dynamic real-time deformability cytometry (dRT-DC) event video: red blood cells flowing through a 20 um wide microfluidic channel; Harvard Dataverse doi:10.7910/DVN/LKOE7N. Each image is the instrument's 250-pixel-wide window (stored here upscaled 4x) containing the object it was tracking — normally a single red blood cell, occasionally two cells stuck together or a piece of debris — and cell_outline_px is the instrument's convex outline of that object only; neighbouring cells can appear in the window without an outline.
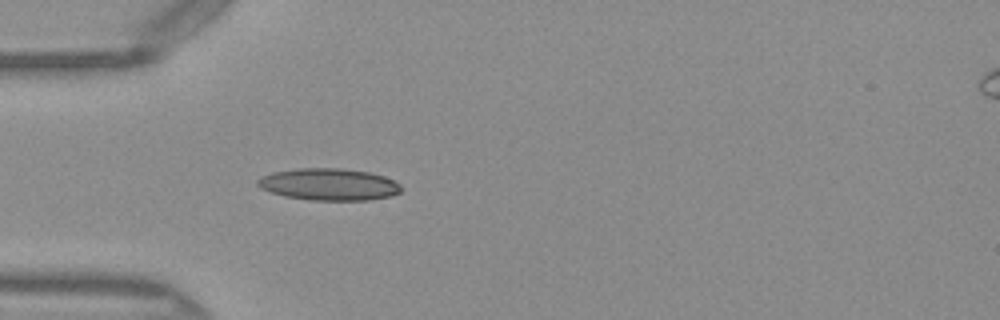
{"species": "Egyptian fruit bat (a non-hibernating species)", "species_latin": "Rousettus aegyptiacus", "temperature_condition": "warm", "stored_images_in_passage": 26, "camera_frame_rate_fps": 3000, "um_per_image_px": 0.085, "frame": {"image": 1, "passage_image": 4, "time_ms": 1.0, "image_size_px": [1000, 320], "cell_outline_px": [[404, 188], [400, 192], [392, 196], [368, 200], [312, 200], [284, 196], [260, 188], [256, 184], [256, 180], [260, 176], [272, 172], [296, 168], [344, 168], [368, 172], [384, 176], [400, 184]], "centroid_in_image_um": [27.95, 15.66], "position_along_channel_um": 57.0, "area_um2": 26.93}}
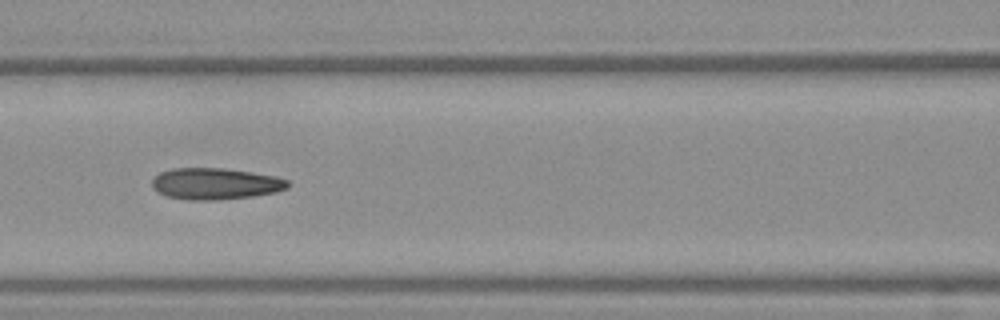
{"frame": {"image": 2, "passage_image": 11, "time_ms": 3.333, "image_size_px": [1000, 320], "cell_outline_px": [[288, 188], [276, 192], [252, 196], [216, 200], [188, 200], [168, 196], [156, 192], [152, 188], [152, 180], [160, 172], [172, 168], [224, 168], [276, 176], [288, 180]], "centroid_in_image_um": [18.29, 15.62], "position_along_channel_um": 148.3, "area_um2": 24.91}}
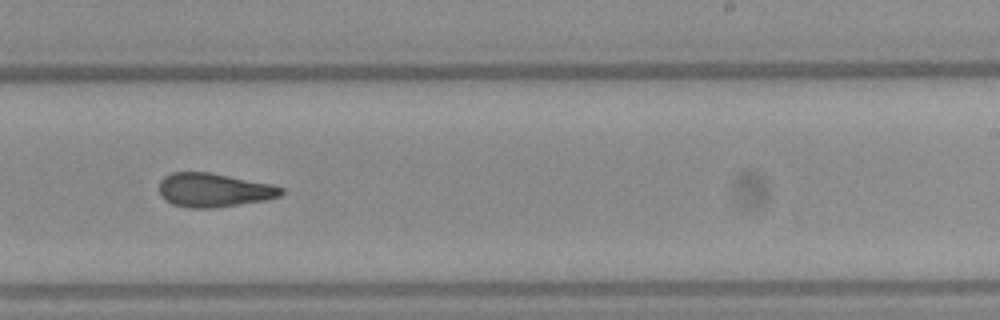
{"frame": {"image": 3, "passage_image": 20, "time_ms": 6.333, "image_size_px": [1000, 320], "cell_outline_px": [[284, 192], [280, 196], [264, 200], [212, 208], [188, 208], [172, 204], [164, 200], [160, 192], [160, 180], [164, 176], [172, 172], [208, 172], [272, 184], [284, 188]], "centroid_in_image_um": [18.16, 16.15], "position_along_channel_um": 270.8, "area_um2": 23.99}}